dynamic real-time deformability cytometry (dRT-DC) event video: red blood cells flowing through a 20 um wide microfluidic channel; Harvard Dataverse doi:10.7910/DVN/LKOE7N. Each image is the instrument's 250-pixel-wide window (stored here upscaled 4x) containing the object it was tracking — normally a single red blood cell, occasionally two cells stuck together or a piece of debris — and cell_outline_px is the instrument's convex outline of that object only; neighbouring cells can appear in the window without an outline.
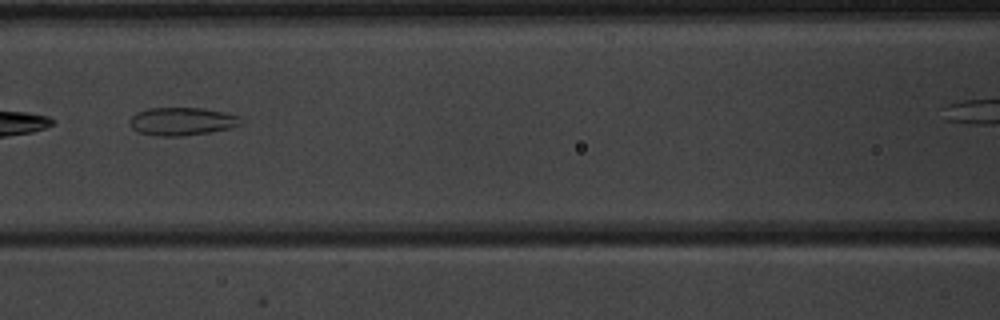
{"species": "common noctule bat (a hibernating species)", "species_latin": "Nyctalus noctula", "temperature_condition": "warm", "stored_images_in_passage": 7, "camera_frame_rate_fps": 3000, "um_per_image_px": 0.085, "animal": {"sex": "male", "body_mass_g": 20.1, "forearm_length_mm": 53.5}, "frame": {"image": 1, "passage_image": 5, "time_ms": 5.667, "image_size_px": [1000, 320], "cell_outline_px": [[244, 124], [228, 128], [208, 132], [180, 136], [156, 136], [136, 132], [132, 128], [128, 120], [136, 112], [148, 108], [204, 108], [228, 112], [240, 116], [244, 120]], "centroid_in_image_um": [15.48, 10.31], "position_along_channel_um": 151.1, "area_um2": 18.44}}